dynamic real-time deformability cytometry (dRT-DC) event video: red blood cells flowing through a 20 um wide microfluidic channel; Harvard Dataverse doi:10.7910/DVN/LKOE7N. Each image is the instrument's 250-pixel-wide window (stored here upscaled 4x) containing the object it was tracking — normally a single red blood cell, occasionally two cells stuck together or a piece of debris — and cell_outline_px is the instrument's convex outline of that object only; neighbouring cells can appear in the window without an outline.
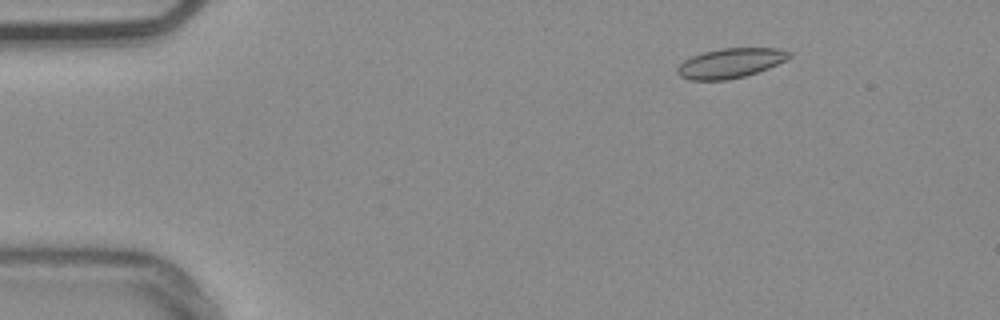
{"species": "common noctule bat (a hibernating species)", "species_latin": "Nyctalus noctula", "temperature_condition": "warm", "stored_images_in_passage": 12, "camera_frame_rate_fps": 3000, "um_per_image_px": 0.085, "animal": {"sex": "male", "body_mass_g": 20.4}, "frame": {"image": 1, "passage_image": 8, "time_ms": 2.333, "image_size_px": [1000, 320], "cell_outline_px": [[792, 56], [768, 68], [744, 76], [728, 80], [688, 80], [680, 76], [676, 72], [676, 68], [684, 60], [692, 56], [704, 52], [720, 48], [780, 48], [792, 52]], "centroid_in_image_um": [62.07, 5.36], "position_along_channel_um": 22.9, "area_um2": 19.36}}